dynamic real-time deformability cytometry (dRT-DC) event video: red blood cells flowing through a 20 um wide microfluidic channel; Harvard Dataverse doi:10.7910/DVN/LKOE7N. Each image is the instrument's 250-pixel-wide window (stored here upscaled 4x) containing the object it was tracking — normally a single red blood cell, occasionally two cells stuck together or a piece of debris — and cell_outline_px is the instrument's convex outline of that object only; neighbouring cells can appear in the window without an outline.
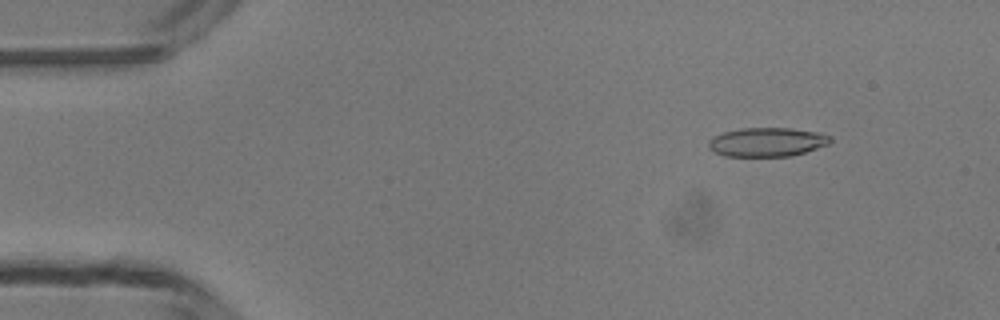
{"species": "common noctule bat (a hibernating species)", "species_latin": "Nyctalus noctula", "temperature_condition": "room temperature", "stored_images_in_passage": 5, "camera_frame_rate_fps": 3000, "um_per_image_px": 0.085, "animal": {"sex": "male", "body_mass_g": 13.3}, "frame": {"image": 1, "passage_image": 2, "time_ms": 1.333, "image_size_px": [1000, 320], "cell_outline_px": [[832, 140], [828, 144], [792, 156], [724, 156], [708, 148], [708, 140], [712, 136], [724, 132], [740, 128], [792, 128], [820, 132], [832, 136]], "centroid_in_image_um": [65.2, 12.06], "position_along_channel_um": 19.8, "area_um2": 20.69}}
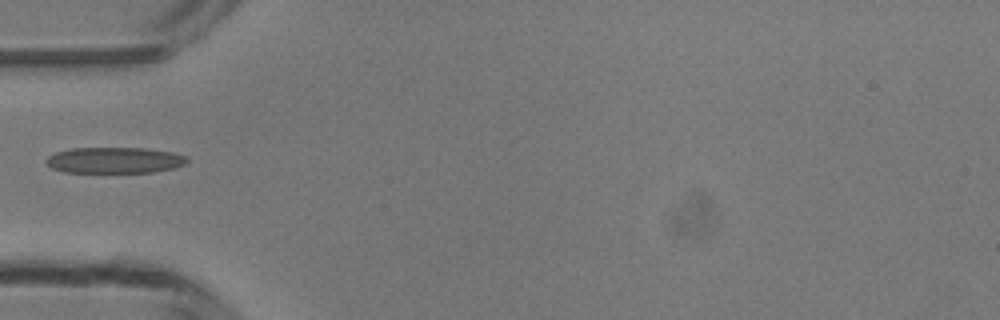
{"frame": {"image": 2, "passage_image": 5, "time_ms": 4.667, "image_size_px": [1000, 320], "cell_outline_px": [[188, 160], [184, 164], [176, 168], [152, 172], [64, 172], [52, 168], [44, 160], [48, 156], [56, 152], [72, 148], [144, 148], [172, 152], [188, 156]], "centroid_in_image_um": [9.75, 13.62], "position_along_channel_um": 75.2, "area_um2": 21.39}}